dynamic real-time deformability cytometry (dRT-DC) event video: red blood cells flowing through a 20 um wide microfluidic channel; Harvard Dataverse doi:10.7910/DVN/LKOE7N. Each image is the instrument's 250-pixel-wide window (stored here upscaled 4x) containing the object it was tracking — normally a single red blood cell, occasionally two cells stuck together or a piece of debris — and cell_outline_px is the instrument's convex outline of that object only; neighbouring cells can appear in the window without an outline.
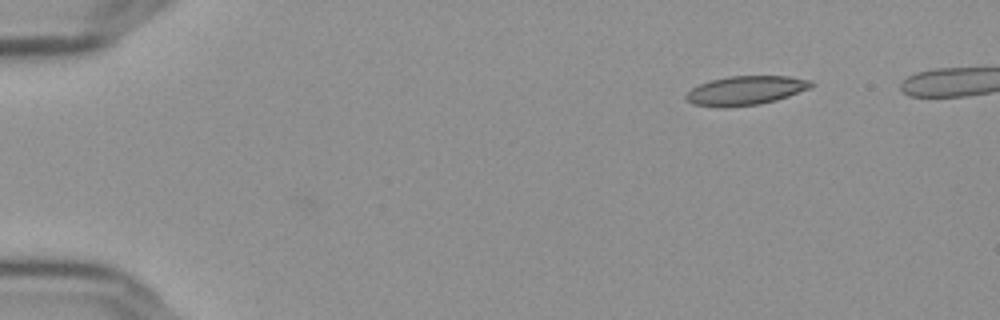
{"species": "Egyptian fruit bat (a non-hibernating species)", "species_latin": "Rousettus aegyptiacus", "temperature_condition": "cold", "stored_images_in_passage": 43, "camera_frame_rate_fps": 3000, "um_per_image_px": 0.085, "frame": {"image": 1, "passage_image": 1, "time_ms": 0.0, "image_size_px": [1000, 320], "cell_outline_px": [[816, 84], [812, 88], [776, 100], [760, 104], [728, 108], [720, 108], [692, 104], [684, 96], [692, 88], [700, 84], [712, 80], [728, 76], [788, 76], [812, 80]], "centroid_in_image_um": [63.42, 7.7], "position_along_channel_um": 21.6, "area_um2": 21.44}}
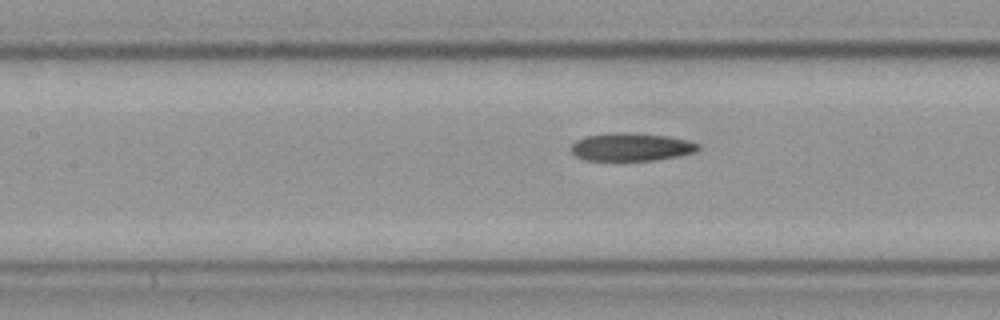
{"frame": {"image": 2, "passage_image": 20, "time_ms": 6.333, "image_size_px": [1000, 320], "cell_outline_px": [[700, 148], [692, 152], [676, 156], [652, 160], [584, 160], [576, 156], [568, 148], [576, 140], [584, 136], [668, 136], [688, 140], [700, 144]], "centroid_in_image_um": [53.64, 12.55], "position_along_channel_um": 153.8, "area_um2": 19.31}}
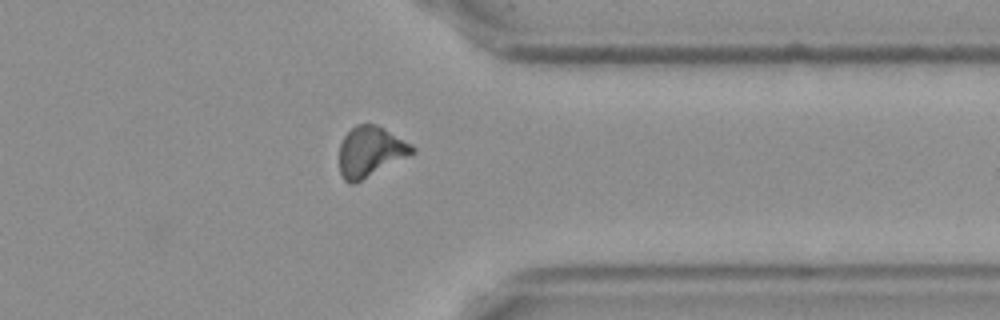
{"frame": {"image": 3, "passage_image": 39, "time_ms": 12.667, "image_size_px": [1000, 320], "cell_outline_px": [[416, 152], [352, 184], [348, 184], [344, 180], [340, 172], [340, 144], [344, 136], [356, 124], [376, 124], [384, 128], [412, 144], [416, 148]], "centroid_in_image_um": [31.48, 12.87], "position_along_channel_um": 379.9, "area_um2": 21.1}, "authors_computed_cell_mechanics": {"area_um2": 20.9236, "velocity_mm_per_s": 3.6404, "shape_relaxation_time_tau1_ms": null, "shape_relaxation_time_tau2_ms": 5.7958, "deformation_change_tau1": null, "deformation_change_tau2": 0.1425}}